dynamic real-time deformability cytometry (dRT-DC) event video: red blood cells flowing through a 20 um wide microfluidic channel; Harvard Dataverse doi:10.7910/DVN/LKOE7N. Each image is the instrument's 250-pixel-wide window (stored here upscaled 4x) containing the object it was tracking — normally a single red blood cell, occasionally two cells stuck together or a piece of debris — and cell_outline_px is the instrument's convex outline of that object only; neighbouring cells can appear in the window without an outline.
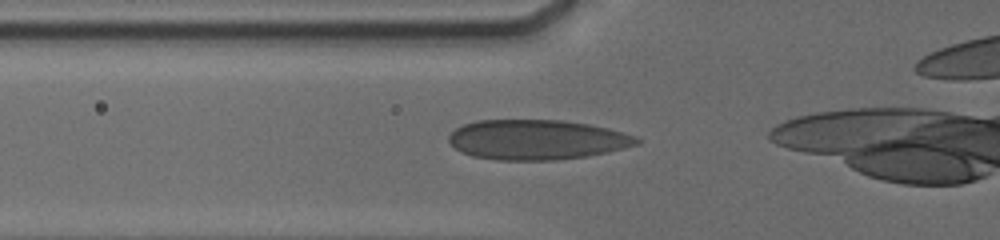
{"species": "human", "species_latin": "Homo sapiens", "temperature_condition": "cold", "stored_images_in_passage": 44, "camera_frame_rate_fps": 3000, "um_per_image_px": 0.085, "donor": {"sex": "male"}, "frame": {"image": 1, "passage_image": 3, "time_ms": 0.333, "image_size_px": [1000, 240], "cell_outline_px": [[640, 144], [588, 156], [556, 160], [496, 160], [472, 156], [460, 152], [448, 140], [448, 136], [456, 128], [464, 124], [476, 120], [560, 120], [588, 124], [608, 128], [636, 136], [640, 140]], "centroid_in_image_um": [45.61, 11.87], "position_along_channel_um": 80.2, "area_um2": 43.75}}
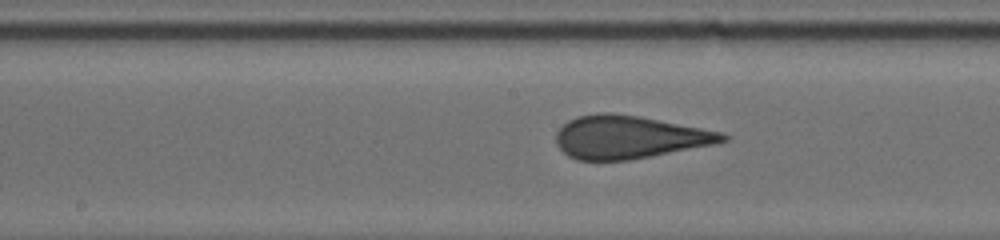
{"frame": {"image": 2, "passage_image": 20, "time_ms": 3.333, "image_size_px": [1000, 240], "cell_outline_px": [[728, 140], [712, 144], [628, 160], [576, 160], [568, 156], [556, 144], [556, 132], [568, 120], [576, 116], [600, 112], [612, 112], [640, 116], [720, 132], [728, 136]], "centroid_in_image_um": [53.39, 11.64], "position_along_channel_um": 194.8, "area_um2": 41.21}}
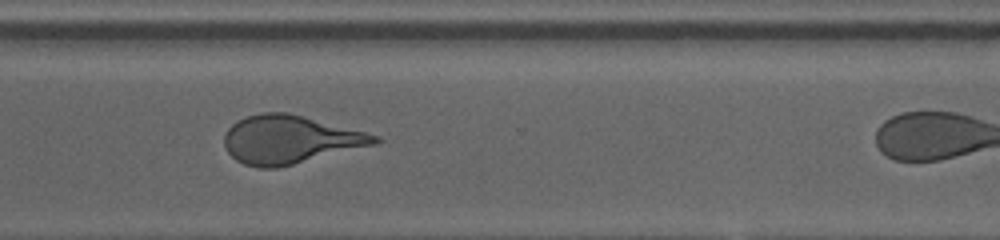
{"frame": {"image": 3, "passage_image": 38, "time_ms": 7.333, "image_size_px": [1000, 240], "cell_outline_px": [[380, 140], [376, 144], [276, 168], [260, 168], [244, 164], [236, 160], [228, 152], [224, 144], [224, 136], [228, 128], [232, 124], [248, 116], [260, 112], [288, 112], [380, 136]], "centroid_in_image_um": [24.61, 11.86], "position_along_channel_um": 346.0, "area_um2": 41.79}, "authors_computed_cell_mechanics": {"area_um2": 41.7316, "velocity_mm_per_s": 3.792, "shape_relaxation_time_tau1_ms": null, "shape_relaxation_time_tau2_ms": 0.5002, "deformation_change_tau1": null, "deformation_change_tau2": 0.0751}}